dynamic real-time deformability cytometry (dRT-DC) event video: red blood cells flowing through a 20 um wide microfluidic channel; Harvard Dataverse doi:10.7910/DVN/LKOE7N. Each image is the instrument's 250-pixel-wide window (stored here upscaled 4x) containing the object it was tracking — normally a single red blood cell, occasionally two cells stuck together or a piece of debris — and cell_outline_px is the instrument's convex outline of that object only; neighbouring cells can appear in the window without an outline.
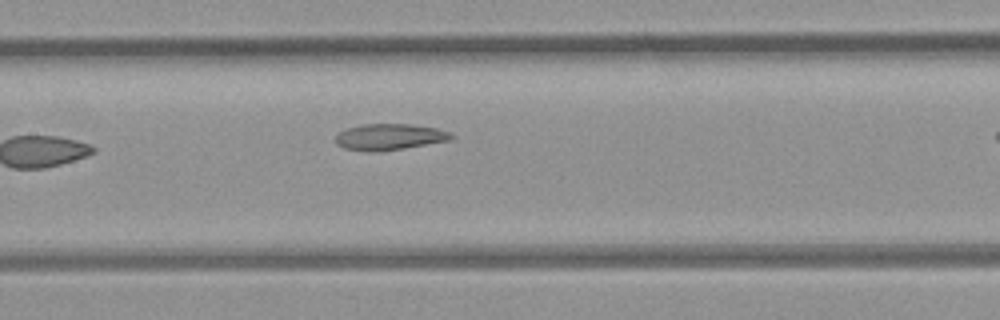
{"species": "common noctule bat (a hibernating species)", "species_latin": "Nyctalus noctula", "temperature_condition": "room temperature", "stored_images_in_passage": 5, "segment_of_instrument_passage": [1, 2], "camera_frame_rate_fps": 3000, "um_per_image_px": 0.085, "animal": {"sex": "female", "body_mass_g": 21.9}, "frame": {"image": 1, "passage_image": 4, "time_ms": 3.667, "image_size_px": [1000, 320], "cell_outline_px": [[456, 136], [452, 140], [404, 148], [372, 152], [368, 152], [344, 148], [336, 144], [336, 136], [340, 132], [348, 128], [360, 124], [412, 124], [436, 128], [448, 132]], "centroid_in_image_um": [33.12, 11.63], "position_along_channel_um": 174.3, "area_um2": 17.69}}